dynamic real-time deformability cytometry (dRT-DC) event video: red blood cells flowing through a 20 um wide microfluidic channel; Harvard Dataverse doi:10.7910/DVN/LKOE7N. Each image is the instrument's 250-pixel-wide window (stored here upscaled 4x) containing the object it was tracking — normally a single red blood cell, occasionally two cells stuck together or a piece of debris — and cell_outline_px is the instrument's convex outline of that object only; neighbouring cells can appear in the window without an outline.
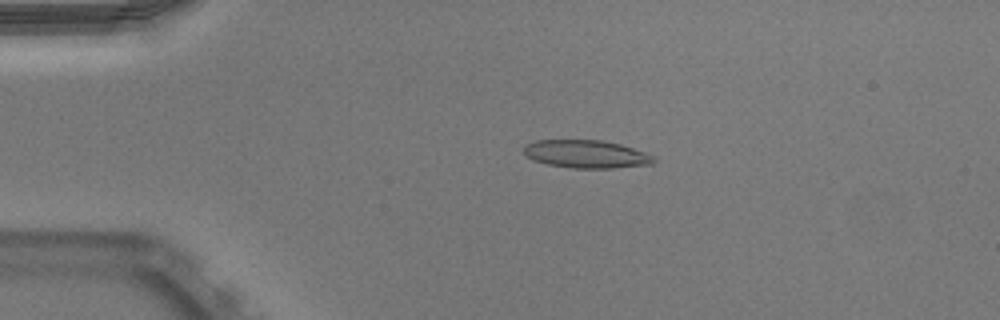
{"species": "Egyptian fruit bat (a non-hibernating species)", "species_latin": "Rousettus aegyptiacus", "temperature_condition": "warm", "stored_images_in_passage": 49, "camera_frame_rate_fps": 3000, "um_per_image_px": 0.085, "animal": {"sex": "male"}, "frame": {"image": 1, "passage_image": 9, "time_ms": 2.667, "image_size_px": [1000, 320], "cell_outline_px": [[656, 160], [652, 164], [612, 168], [572, 168], [548, 164], [532, 160], [524, 156], [524, 144], [536, 140], [600, 140], [620, 144], [644, 152], [652, 156]], "centroid_in_image_um": [49.77, 13.09], "position_along_channel_um": 35.2, "area_um2": 21.15}}
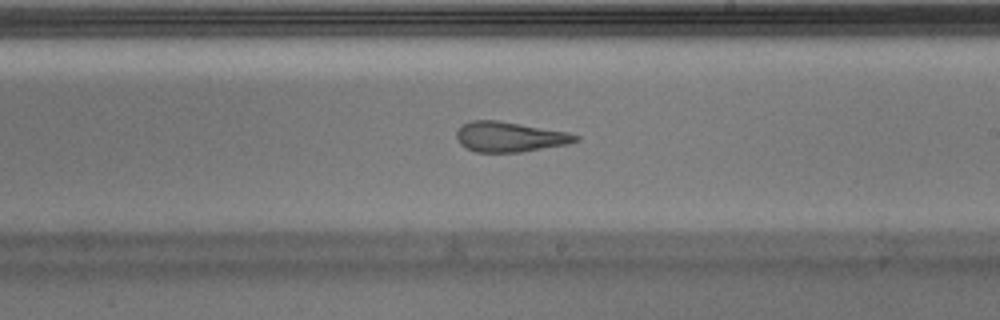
{"frame": {"image": 2, "passage_image": 28, "time_ms": 9.0, "image_size_px": [1000, 320], "cell_outline_px": [[580, 140], [568, 144], [520, 152], [476, 152], [460, 144], [456, 140], [456, 132], [464, 124], [472, 120], [496, 120], [568, 132], [580, 136]], "centroid_in_image_um": [43.33, 11.63], "position_along_channel_um": 245.7, "area_um2": 20.75}}
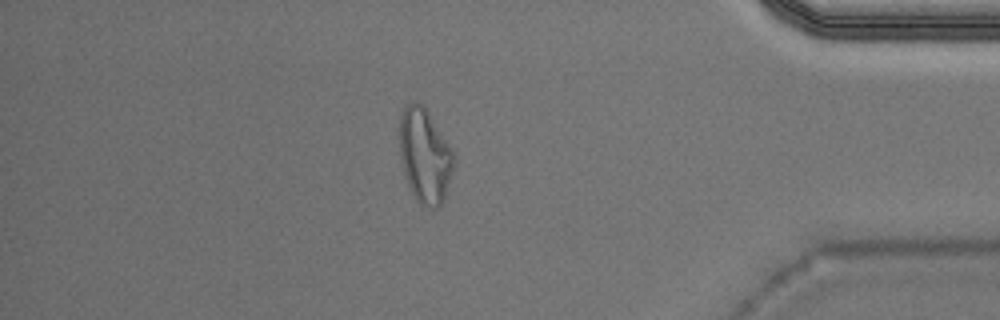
{"frame": {"image": 3, "passage_image": 42, "time_ms": 13.667, "image_size_px": [1000, 320], "cell_outline_px": [[456, 156], [444, 200], [440, 208], [428, 208], [420, 204], [416, 200], [404, 176], [400, 156], [400, 116], [404, 108], [412, 100], [416, 100], [428, 112], [452, 148]], "centroid_in_image_um": [36.12, 13.26], "position_along_channel_um": 399.1, "area_um2": 29.94}, "authors_computed_cell_mechanics": {"area_um2": 21.5016, "velocity_mm_per_s": 3.9758, "shape_relaxation_time_tau1_ms": null, "shape_relaxation_time_tau2_ms": 1.522, "deformation_change_tau1": null, "deformation_change_tau2": 0.1072}}